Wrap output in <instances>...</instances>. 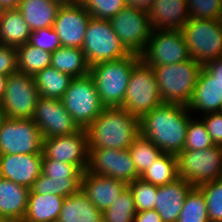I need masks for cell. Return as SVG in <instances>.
Segmentation results:
<instances>
[{"label":"cell","instance_id":"1","mask_svg":"<svg viewBox=\"0 0 222 222\" xmlns=\"http://www.w3.org/2000/svg\"><path fill=\"white\" fill-rule=\"evenodd\" d=\"M192 117L187 106L162 103L140 119V133L163 153L177 155L183 151Z\"/></svg>","mask_w":222,"mask_h":222},{"label":"cell","instance_id":"2","mask_svg":"<svg viewBox=\"0 0 222 222\" xmlns=\"http://www.w3.org/2000/svg\"><path fill=\"white\" fill-rule=\"evenodd\" d=\"M86 131L88 149H129L140 134V119L122 107L103 108Z\"/></svg>","mask_w":222,"mask_h":222},{"label":"cell","instance_id":"3","mask_svg":"<svg viewBox=\"0 0 222 222\" xmlns=\"http://www.w3.org/2000/svg\"><path fill=\"white\" fill-rule=\"evenodd\" d=\"M141 59L138 54L101 62L90 67L99 99L104 108L122 107L134 65Z\"/></svg>","mask_w":222,"mask_h":222},{"label":"cell","instance_id":"4","mask_svg":"<svg viewBox=\"0 0 222 222\" xmlns=\"http://www.w3.org/2000/svg\"><path fill=\"white\" fill-rule=\"evenodd\" d=\"M202 68L203 66L193 58L154 67L163 103L187 106Z\"/></svg>","mask_w":222,"mask_h":222},{"label":"cell","instance_id":"5","mask_svg":"<svg viewBox=\"0 0 222 222\" xmlns=\"http://www.w3.org/2000/svg\"><path fill=\"white\" fill-rule=\"evenodd\" d=\"M162 103L154 70L140 59L133 67L122 108L141 119Z\"/></svg>","mask_w":222,"mask_h":222},{"label":"cell","instance_id":"6","mask_svg":"<svg viewBox=\"0 0 222 222\" xmlns=\"http://www.w3.org/2000/svg\"><path fill=\"white\" fill-rule=\"evenodd\" d=\"M181 31L191 58L201 66L222 57V31L216 19L190 18Z\"/></svg>","mask_w":222,"mask_h":222},{"label":"cell","instance_id":"7","mask_svg":"<svg viewBox=\"0 0 222 222\" xmlns=\"http://www.w3.org/2000/svg\"><path fill=\"white\" fill-rule=\"evenodd\" d=\"M89 66L124 58L131 53L121 43L109 20L91 17L81 48Z\"/></svg>","mask_w":222,"mask_h":222},{"label":"cell","instance_id":"8","mask_svg":"<svg viewBox=\"0 0 222 222\" xmlns=\"http://www.w3.org/2000/svg\"><path fill=\"white\" fill-rule=\"evenodd\" d=\"M178 175L198 187L222 178V146L183 150L176 155Z\"/></svg>","mask_w":222,"mask_h":222},{"label":"cell","instance_id":"9","mask_svg":"<svg viewBox=\"0 0 222 222\" xmlns=\"http://www.w3.org/2000/svg\"><path fill=\"white\" fill-rule=\"evenodd\" d=\"M61 101L66 111L83 129H86L104 108L90 74L73 78Z\"/></svg>","mask_w":222,"mask_h":222},{"label":"cell","instance_id":"10","mask_svg":"<svg viewBox=\"0 0 222 222\" xmlns=\"http://www.w3.org/2000/svg\"><path fill=\"white\" fill-rule=\"evenodd\" d=\"M39 97L34 76L17 70L7 76L0 104L9 119H32Z\"/></svg>","mask_w":222,"mask_h":222},{"label":"cell","instance_id":"11","mask_svg":"<svg viewBox=\"0 0 222 222\" xmlns=\"http://www.w3.org/2000/svg\"><path fill=\"white\" fill-rule=\"evenodd\" d=\"M43 136L32 119L7 118L0 128V154L42 153Z\"/></svg>","mask_w":222,"mask_h":222},{"label":"cell","instance_id":"12","mask_svg":"<svg viewBox=\"0 0 222 222\" xmlns=\"http://www.w3.org/2000/svg\"><path fill=\"white\" fill-rule=\"evenodd\" d=\"M141 59L150 67L180 63L191 58L181 29L152 30Z\"/></svg>","mask_w":222,"mask_h":222},{"label":"cell","instance_id":"13","mask_svg":"<svg viewBox=\"0 0 222 222\" xmlns=\"http://www.w3.org/2000/svg\"><path fill=\"white\" fill-rule=\"evenodd\" d=\"M109 21L130 53L141 55L145 51L152 32L148 13L126 6Z\"/></svg>","mask_w":222,"mask_h":222},{"label":"cell","instance_id":"14","mask_svg":"<svg viewBox=\"0 0 222 222\" xmlns=\"http://www.w3.org/2000/svg\"><path fill=\"white\" fill-rule=\"evenodd\" d=\"M87 170L126 184L140 178L128 149H89Z\"/></svg>","mask_w":222,"mask_h":222},{"label":"cell","instance_id":"15","mask_svg":"<svg viewBox=\"0 0 222 222\" xmlns=\"http://www.w3.org/2000/svg\"><path fill=\"white\" fill-rule=\"evenodd\" d=\"M42 155L47 159L76 165L85 172L89 155L86 129L81 128L70 135L43 138Z\"/></svg>","mask_w":222,"mask_h":222},{"label":"cell","instance_id":"16","mask_svg":"<svg viewBox=\"0 0 222 222\" xmlns=\"http://www.w3.org/2000/svg\"><path fill=\"white\" fill-rule=\"evenodd\" d=\"M90 13L78 0H65L53 25L63 47L82 48Z\"/></svg>","mask_w":222,"mask_h":222},{"label":"cell","instance_id":"17","mask_svg":"<svg viewBox=\"0 0 222 222\" xmlns=\"http://www.w3.org/2000/svg\"><path fill=\"white\" fill-rule=\"evenodd\" d=\"M43 138L70 135L81 128L66 111L61 99L39 97L32 117Z\"/></svg>","mask_w":222,"mask_h":222},{"label":"cell","instance_id":"18","mask_svg":"<svg viewBox=\"0 0 222 222\" xmlns=\"http://www.w3.org/2000/svg\"><path fill=\"white\" fill-rule=\"evenodd\" d=\"M42 153L0 154V177L31 188L42 173Z\"/></svg>","mask_w":222,"mask_h":222},{"label":"cell","instance_id":"19","mask_svg":"<svg viewBox=\"0 0 222 222\" xmlns=\"http://www.w3.org/2000/svg\"><path fill=\"white\" fill-rule=\"evenodd\" d=\"M127 184L112 177L86 170L81 177V191L101 212L107 210Z\"/></svg>","mask_w":222,"mask_h":222},{"label":"cell","instance_id":"20","mask_svg":"<svg viewBox=\"0 0 222 222\" xmlns=\"http://www.w3.org/2000/svg\"><path fill=\"white\" fill-rule=\"evenodd\" d=\"M221 108L222 89L215 77L203 67L194 87L191 100L187 104V109L193 116L200 117L210 113H217Z\"/></svg>","mask_w":222,"mask_h":222},{"label":"cell","instance_id":"21","mask_svg":"<svg viewBox=\"0 0 222 222\" xmlns=\"http://www.w3.org/2000/svg\"><path fill=\"white\" fill-rule=\"evenodd\" d=\"M194 186L178 177L173 182L157 186L154 209L163 222H177L185 198Z\"/></svg>","mask_w":222,"mask_h":222},{"label":"cell","instance_id":"22","mask_svg":"<svg viewBox=\"0 0 222 222\" xmlns=\"http://www.w3.org/2000/svg\"><path fill=\"white\" fill-rule=\"evenodd\" d=\"M148 16L152 30H179L190 19L187 0H154Z\"/></svg>","mask_w":222,"mask_h":222},{"label":"cell","instance_id":"23","mask_svg":"<svg viewBox=\"0 0 222 222\" xmlns=\"http://www.w3.org/2000/svg\"><path fill=\"white\" fill-rule=\"evenodd\" d=\"M30 189L0 177V215L14 222L25 217Z\"/></svg>","mask_w":222,"mask_h":222},{"label":"cell","instance_id":"24","mask_svg":"<svg viewBox=\"0 0 222 222\" xmlns=\"http://www.w3.org/2000/svg\"><path fill=\"white\" fill-rule=\"evenodd\" d=\"M65 0H20L18 10L31 31L53 27L59 7Z\"/></svg>","mask_w":222,"mask_h":222},{"label":"cell","instance_id":"25","mask_svg":"<svg viewBox=\"0 0 222 222\" xmlns=\"http://www.w3.org/2000/svg\"><path fill=\"white\" fill-rule=\"evenodd\" d=\"M58 222H103L102 212L80 190L65 197Z\"/></svg>","mask_w":222,"mask_h":222},{"label":"cell","instance_id":"26","mask_svg":"<svg viewBox=\"0 0 222 222\" xmlns=\"http://www.w3.org/2000/svg\"><path fill=\"white\" fill-rule=\"evenodd\" d=\"M31 33L30 27L18 9L1 12L0 44L17 48L29 41Z\"/></svg>","mask_w":222,"mask_h":222},{"label":"cell","instance_id":"27","mask_svg":"<svg viewBox=\"0 0 222 222\" xmlns=\"http://www.w3.org/2000/svg\"><path fill=\"white\" fill-rule=\"evenodd\" d=\"M64 199L62 196L29 192L24 218L32 222H56Z\"/></svg>","mask_w":222,"mask_h":222},{"label":"cell","instance_id":"28","mask_svg":"<svg viewBox=\"0 0 222 222\" xmlns=\"http://www.w3.org/2000/svg\"><path fill=\"white\" fill-rule=\"evenodd\" d=\"M51 67L71 75L73 78L86 76L90 66L81 48L60 47L51 55Z\"/></svg>","mask_w":222,"mask_h":222},{"label":"cell","instance_id":"29","mask_svg":"<svg viewBox=\"0 0 222 222\" xmlns=\"http://www.w3.org/2000/svg\"><path fill=\"white\" fill-rule=\"evenodd\" d=\"M34 80L41 97L61 99L73 77L49 66L39 71Z\"/></svg>","mask_w":222,"mask_h":222},{"label":"cell","instance_id":"30","mask_svg":"<svg viewBox=\"0 0 222 222\" xmlns=\"http://www.w3.org/2000/svg\"><path fill=\"white\" fill-rule=\"evenodd\" d=\"M179 177L176 155L162 153L151 166L140 176L155 186H163Z\"/></svg>","mask_w":222,"mask_h":222},{"label":"cell","instance_id":"31","mask_svg":"<svg viewBox=\"0 0 222 222\" xmlns=\"http://www.w3.org/2000/svg\"><path fill=\"white\" fill-rule=\"evenodd\" d=\"M17 49L18 71L35 76L39 71L51 65L52 53L28 42Z\"/></svg>","mask_w":222,"mask_h":222},{"label":"cell","instance_id":"32","mask_svg":"<svg viewBox=\"0 0 222 222\" xmlns=\"http://www.w3.org/2000/svg\"><path fill=\"white\" fill-rule=\"evenodd\" d=\"M81 189V177H67L66 179H51L41 173L34 181L30 192L52 194L62 197L77 194Z\"/></svg>","mask_w":222,"mask_h":222},{"label":"cell","instance_id":"33","mask_svg":"<svg viewBox=\"0 0 222 222\" xmlns=\"http://www.w3.org/2000/svg\"><path fill=\"white\" fill-rule=\"evenodd\" d=\"M128 150L139 176L163 153L159 147L141 133L135 138Z\"/></svg>","mask_w":222,"mask_h":222},{"label":"cell","instance_id":"34","mask_svg":"<svg viewBox=\"0 0 222 222\" xmlns=\"http://www.w3.org/2000/svg\"><path fill=\"white\" fill-rule=\"evenodd\" d=\"M136 207L131 191L126 187L112 205L102 212L103 222H133Z\"/></svg>","mask_w":222,"mask_h":222},{"label":"cell","instance_id":"35","mask_svg":"<svg viewBox=\"0 0 222 222\" xmlns=\"http://www.w3.org/2000/svg\"><path fill=\"white\" fill-rule=\"evenodd\" d=\"M177 222H209L206 199L198 187L187 194Z\"/></svg>","mask_w":222,"mask_h":222},{"label":"cell","instance_id":"36","mask_svg":"<svg viewBox=\"0 0 222 222\" xmlns=\"http://www.w3.org/2000/svg\"><path fill=\"white\" fill-rule=\"evenodd\" d=\"M198 188L206 199L209 222H222V178L204 183Z\"/></svg>","mask_w":222,"mask_h":222},{"label":"cell","instance_id":"37","mask_svg":"<svg viewBox=\"0 0 222 222\" xmlns=\"http://www.w3.org/2000/svg\"><path fill=\"white\" fill-rule=\"evenodd\" d=\"M214 146L206 125L200 117L193 116L188 125L183 150H201Z\"/></svg>","mask_w":222,"mask_h":222},{"label":"cell","instance_id":"38","mask_svg":"<svg viewBox=\"0 0 222 222\" xmlns=\"http://www.w3.org/2000/svg\"><path fill=\"white\" fill-rule=\"evenodd\" d=\"M127 187L134 198L136 212L154 209L157 186L141 178H137L133 182L127 184Z\"/></svg>","mask_w":222,"mask_h":222},{"label":"cell","instance_id":"39","mask_svg":"<svg viewBox=\"0 0 222 222\" xmlns=\"http://www.w3.org/2000/svg\"><path fill=\"white\" fill-rule=\"evenodd\" d=\"M95 19L110 20L126 7L125 0H78Z\"/></svg>","mask_w":222,"mask_h":222},{"label":"cell","instance_id":"40","mask_svg":"<svg viewBox=\"0 0 222 222\" xmlns=\"http://www.w3.org/2000/svg\"><path fill=\"white\" fill-rule=\"evenodd\" d=\"M42 173L51 179H66L67 177H82L83 172L73 164L47 159L43 156Z\"/></svg>","mask_w":222,"mask_h":222},{"label":"cell","instance_id":"41","mask_svg":"<svg viewBox=\"0 0 222 222\" xmlns=\"http://www.w3.org/2000/svg\"><path fill=\"white\" fill-rule=\"evenodd\" d=\"M189 18L217 19L222 10L221 0H187Z\"/></svg>","mask_w":222,"mask_h":222},{"label":"cell","instance_id":"42","mask_svg":"<svg viewBox=\"0 0 222 222\" xmlns=\"http://www.w3.org/2000/svg\"><path fill=\"white\" fill-rule=\"evenodd\" d=\"M28 43L51 53L62 47L60 38L53 27L33 31Z\"/></svg>","mask_w":222,"mask_h":222},{"label":"cell","instance_id":"43","mask_svg":"<svg viewBox=\"0 0 222 222\" xmlns=\"http://www.w3.org/2000/svg\"><path fill=\"white\" fill-rule=\"evenodd\" d=\"M17 70V49L0 44V75L9 76Z\"/></svg>","mask_w":222,"mask_h":222},{"label":"cell","instance_id":"44","mask_svg":"<svg viewBox=\"0 0 222 222\" xmlns=\"http://www.w3.org/2000/svg\"><path fill=\"white\" fill-rule=\"evenodd\" d=\"M206 125L214 145L222 146V116L217 113H210L200 116Z\"/></svg>","mask_w":222,"mask_h":222},{"label":"cell","instance_id":"45","mask_svg":"<svg viewBox=\"0 0 222 222\" xmlns=\"http://www.w3.org/2000/svg\"><path fill=\"white\" fill-rule=\"evenodd\" d=\"M218 82L222 89V57L203 66Z\"/></svg>","mask_w":222,"mask_h":222},{"label":"cell","instance_id":"46","mask_svg":"<svg viewBox=\"0 0 222 222\" xmlns=\"http://www.w3.org/2000/svg\"><path fill=\"white\" fill-rule=\"evenodd\" d=\"M133 222H163L161 216L155 209L138 211L134 216Z\"/></svg>","mask_w":222,"mask_h":222},{"label":"cell","instance_id":"47","mask_svg":"<svg viewBox=\"0 0 222 222\" xmlns=\"http://www.w3.org/2000/svg\"><path fill=\"white\" fill-rule=\"evenodd\" d=\"M127 7L148 13L154 0H125Z\"/></svg>","mask_w":222,"mask_h":222},{"label":"cell","instance_id":"48","mask_svg":"<svg viewBox=\"0 0 222 222\" xmlns=\"http://www.w3.org/2000/svg\"><path fill=\"white\" fill-rule=\"evenodd\" d=\"M20 0H0V9L3 10H16L19 8Z\"/></svg>","mask_w":222,"mask_h":222},{"label":"cell","instance_id":"49","mask_svg":"<svg viewBox=\"0 0 222 222\" xmlns=\"http://www.w3.org/2000/svg\"><path fill=\"white\" fill-rule=\"evenodd\" d=\"M7 76L0 75V102L3 100L6 88Z\"/></svg>","mask_w":222,"mask_h":222},{"label":"cell","instance_id":"50","mask_svg":"<svg viewBox=\"0 0 222 222\" xmlns=\"http://www.w3.org/2000/svg\"><path fill=\"white\" fill-rule=\"evenodd\" d=\"M7 119L6 117V113L5 111L3 110V107L1 106L0 104V128H1V125L3 124V122Z\"/></svg>","mask_w":222,"mask_h":222},{"label":"cell","instance_id":"51","mask_svg":"<svg viewBox=\"0 0 222 222\" xmlns=\"http://www.w3.org/2000/svg\"><path fill=\"white\" fill-rule=\"evenodd\" d=\"M216 20H217V22H218L219 28H220L221 31H222V10H221L220 13L218 14Z\"/></svg>","mask_w":222,"mask_h":222},{"label":"cell","instance_id":"52","mask_svg":"<svg viewBox=\"0 0 222 222\" xmlns=\"http://www.w3.org/2000/svg\"><path fill=\"white\" fill-rule=\"evenodd\" d=\"M0 222H9L8 220L4 219L1 215H0Z\"/></svg>","mask_w":222,"mask_h":222},{"label":"cell","instance_id":"53","mask_svg":"<svg viewBox=\"0 0 222 222\" xmlns=\"http://www.w3.org/2000/svg\"><path fill=\"white\" fill-rule=\"evenodd\" d=\"M20 222H32V221H29L26 218H22V219H20Z\"/></svg>","mask_w":222,"mask_h":222},{"label":"cell","instance_id":"54","mask_svg":"<svg viewBox=\"0 0 222 222\" xmlns=\"http://www.w3.org/2000/svg\"><path fill=\"white\" fill-rule=\"evenodd\" d=\"M219 114L222 116V108L219 110Z\"/></svg>","mask_w":222,"mask_h":222}]
</instances>
